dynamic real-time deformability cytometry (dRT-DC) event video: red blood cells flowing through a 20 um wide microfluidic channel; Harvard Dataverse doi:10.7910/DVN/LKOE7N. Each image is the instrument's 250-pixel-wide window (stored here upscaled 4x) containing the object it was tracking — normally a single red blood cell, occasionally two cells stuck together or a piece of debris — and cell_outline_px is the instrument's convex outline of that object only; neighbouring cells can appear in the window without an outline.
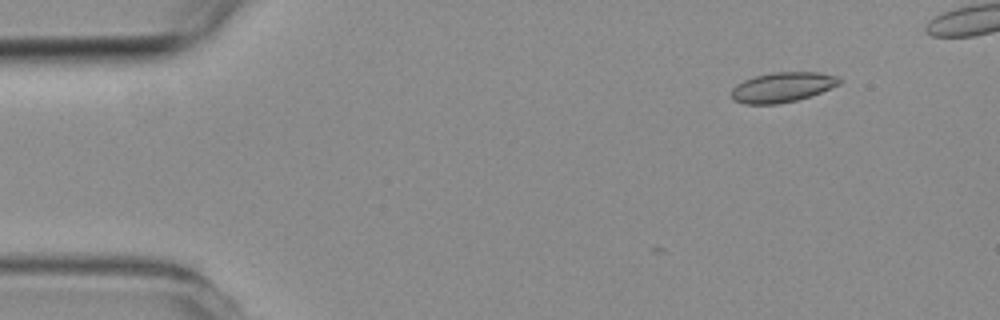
{"species": "common noctule bat (a hibernating species)", "species_latin": "Nyctalus noctula", "temperature_condition": "room temperature", "stored_images_in_passage": 5, "camera_frame_rate_fps": 3000, "um_per_image_px": 0.085, "animal": {"sex": "female", "body_mass_g": 19.3, "forearm_length_mm": 54.1}, "frame": {"image": 1, "passage_image": 5, "time_ms": 4.667, "image_size_px": [1000, 320], "cell_outline_px": [[844, 80], [840, 84], [820, 92], [796, 100], [776, 104], [744, 104], [732, 100], [732, 88], [736, 84], [744, 80], [756, 76], [772, 72], [820, 72], [840, 76]], "centroid_in_image_um": [66.52, 7.4], "position_along_channel_um": 18.5, "area_um2": 18.9}}